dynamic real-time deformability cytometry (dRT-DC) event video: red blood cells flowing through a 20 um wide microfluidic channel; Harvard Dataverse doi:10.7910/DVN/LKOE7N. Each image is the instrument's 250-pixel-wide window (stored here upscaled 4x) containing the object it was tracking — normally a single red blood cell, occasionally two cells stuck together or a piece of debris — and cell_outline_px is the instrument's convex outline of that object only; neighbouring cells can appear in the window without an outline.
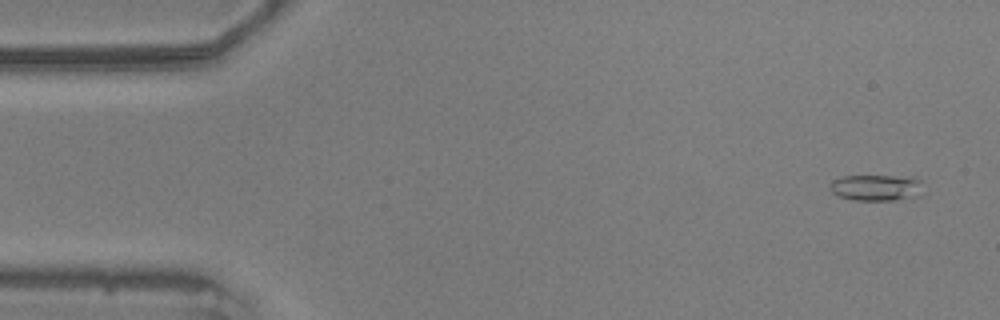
{"species": "common noctule bat (a hibernating species)", "species_latin": "Nyctalus noctula", "temperature_condition": "warm", "stored_images_in_passage": 55, "camera_frame_rate_fps": 3000, "um_per_image_px": 0.085, "animal": {"sex": "male", "body_mass_g": 20.5, "forearm_length_mm": 52.5}, "frame": {"image": 1, "passage_image": 2, "time_ms": 0.333, "image_size_px": [1000, 320], "cell_outline_px": [[924, 196], [896, 200], [852, 200], [840, 196], [832, 192], [828, 188], [828, 184], [832, 180], [844, 176], [916, 176], [920, 180]], "centroid_in_image_um": [74.54, 15.95], "position_along_channel_um": 10.5, "area_um2": 14.68}}
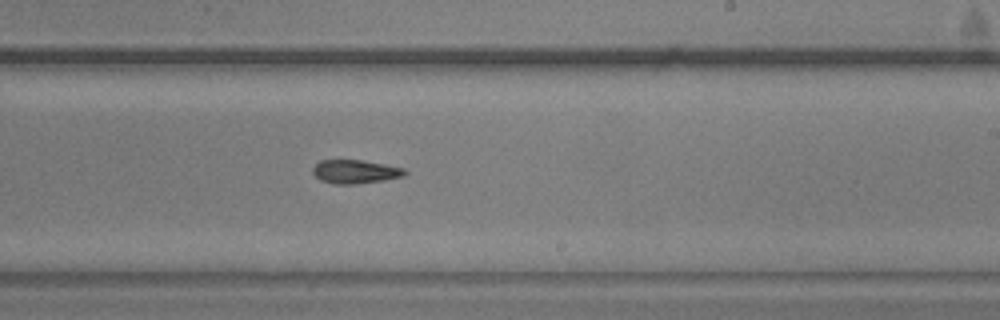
{"frame": {"image": 2, "passage_image": 32, "time_ms": 10.333, "image_size_px": [1000, 320], "cell_outline_px": [[408, 172], [404, 176], [384, 180], [356, 184], [336, 184], [320, 180], [312, 172], [312, 168], [320, 160], [360, 160], [384, 164], [404, 168]], "centroid_in_image_um": [30.2, 14.59], "position_along_channel_um": 258.8, "area_um2": 12.66}}
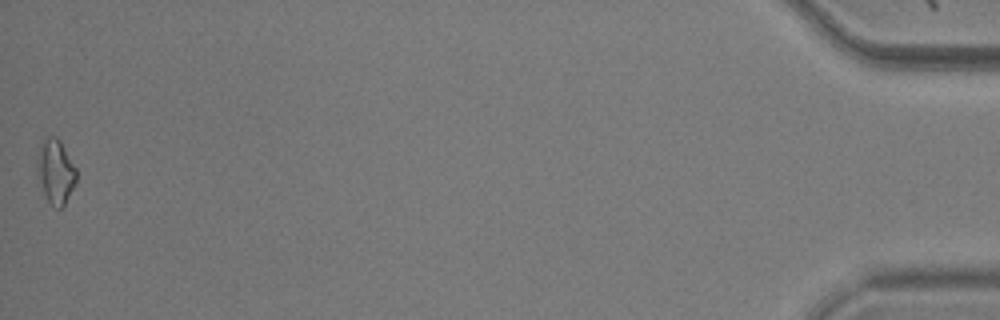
{"frame": {"image": 3, "passage_image": 55, "time_ms": 18.0, "image_size_px": [1000, 320], "cell_outline_px": [[76, 180], [64, 204], [60, 208], [56, 208], [48, 200], [36, 176], [36, 164], [40, 148], [48, 136], [56, 136], [60, 140], [76, 168]], "centroid_in_image_um": [4.71, 14.57], "position_along_channel_um": 430.5, "area_um2": 14.33}, "authors_computed_cell_mechanics": {"area_um2": 13.2362, "velocity_mm_per_s": 3.5916, "shape_relaxation_time_tau1_ms": 5.8528, "shape_relaxation_time_tau2_ms": null, "deformation_change_tau1": 0.1677, "deformation_change_tau2": null}}